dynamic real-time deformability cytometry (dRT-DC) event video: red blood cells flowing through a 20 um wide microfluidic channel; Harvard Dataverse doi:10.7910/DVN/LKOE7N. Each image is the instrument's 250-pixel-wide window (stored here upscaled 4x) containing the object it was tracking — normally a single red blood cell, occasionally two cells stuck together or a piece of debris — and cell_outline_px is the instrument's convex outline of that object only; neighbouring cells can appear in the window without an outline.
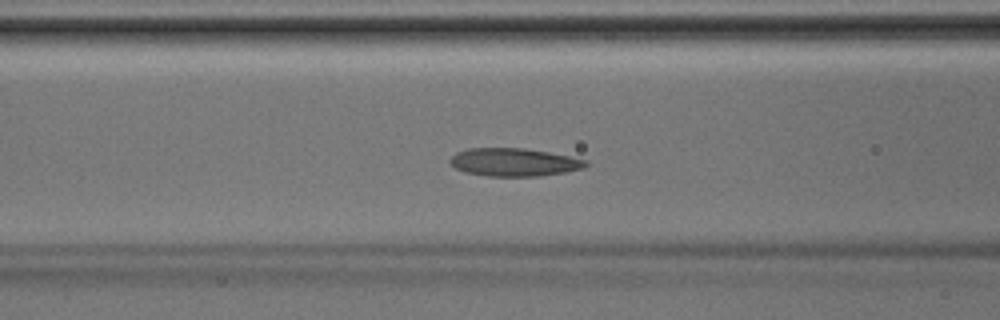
{"species": "Egyptian fruit bat (a non-hibernating species)", "species_latin": "Rousettus aegyptiacus", "temperature_condition": "room temperature", "stored_images_in_passage": 42, "camera_frame_rate_fps": 3000, "um_per_image_px": 0.085, "animal": {"sex": "male"}, "frame": {"image": 1, "passage_image": 17, "time_ms": 5.333, "image_size_px": [1000, 320], "cell_outline_px": [[588, 164], [584, 168], [564, 172], [540, 176], [488, 176], [464, 172], [456, 168], [448, 160], [456, 152], [468, 148], [524, 148], [548, 152], [588, 160]], "centroid_in_image_um": [43.68, 13.78], "position_along_channel_um": 122.9, "area_um2": 22.14}}
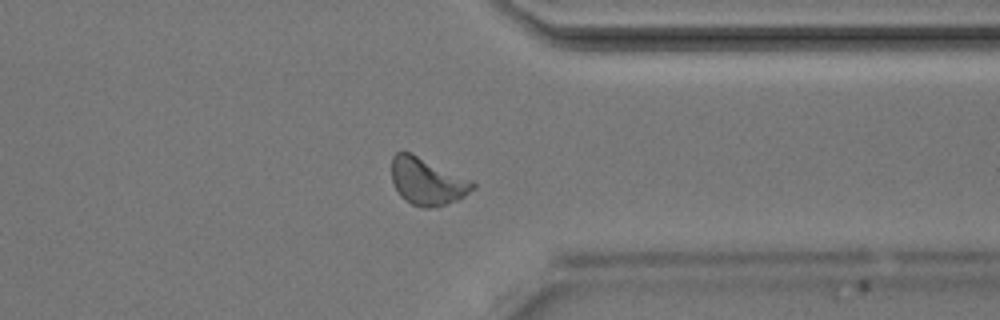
{"frame": {"image": 2, "passage_image": 33, "time_ms": 10.667, "image_size_px": [1000, 320], "cell_outline_px": [[476, 188], [464, 196], [448, 204], [428, 208], [420, 208], [404, 200], [400, 196], [392, 180], [392, 156], [396, 152], [412, 152], [472, 180], [476, 184]], "centroid_in_image_um": [36.32, 15.42], "position_along_channel_um": 375.1, "area_um2": 22.48}}
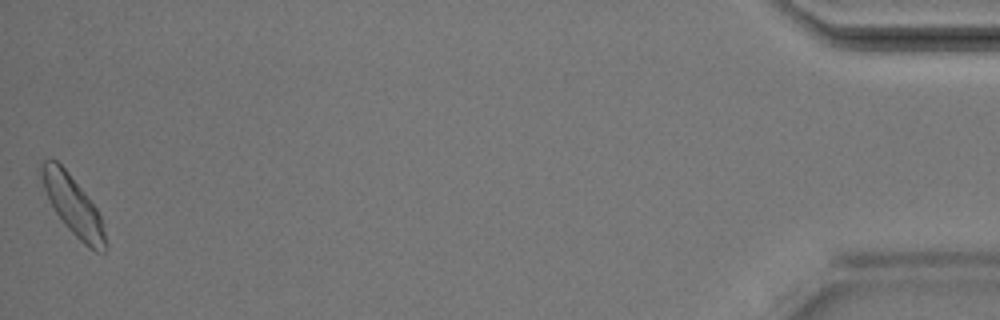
{"frame": {"image": 3, "passage_image": 42, "time_ms": 13.667, "image_size_px": [1000, 320], "cell_outline_px": [[108, 244], [104, 252], [96, 252], [88, 248], [64, 224], [56, 212], [44, 188], [40, 176], [40, 172], [44, 160], [56, 160], [68, 172], [84, 192], [96, 208], [100, 216]], "centroid_in_image_um": [6.24, 17.51], "position_along_channel_um": 429.0, "area_um2": 21.44}}